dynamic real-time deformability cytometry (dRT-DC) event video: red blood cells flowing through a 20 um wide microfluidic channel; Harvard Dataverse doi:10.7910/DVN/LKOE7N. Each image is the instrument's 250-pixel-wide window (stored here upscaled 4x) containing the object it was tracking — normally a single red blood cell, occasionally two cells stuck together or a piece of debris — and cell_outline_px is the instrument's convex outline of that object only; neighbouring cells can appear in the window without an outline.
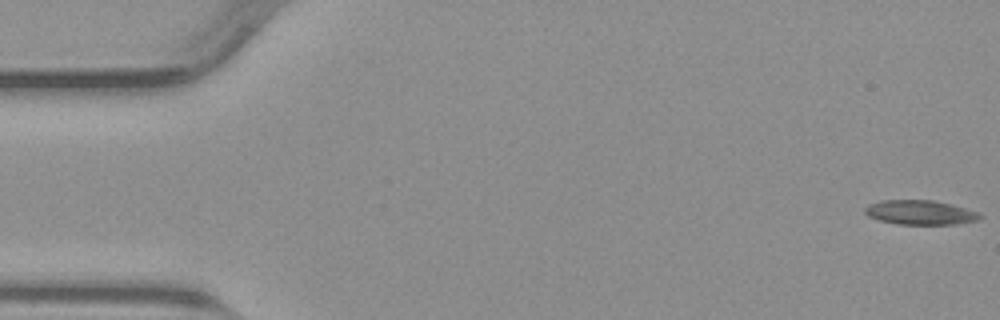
{"species": "common noctule bat (a hibernating species)", "species_latin": "Nyctalus noctula", "temperature_condition": "warm", "stored_images_in_passage": 36, "camera_frame_rate_fps": 3000, "um_per_image_px": 0.085, "animal": {"sex": "male", "body_mass_g": 23.1, "forearm_length_mm": 52.7}, "frame": {"image": 1, "passage_image": 1, "time_ms": 0.0, "image_size_px": [1000, 320], "cell_outline_px": [[984, 216], [976, 220], [956, 224], [896, 224], [880, 220], [868, 216], [864, 212], [864, 208], [868, 204], [880, 200], [932, 200], [980, 212]], "centroid_in_image_um": [78.18, 18.06], "position_along_channel_um": 6.8, "area_um2": 16.3}}
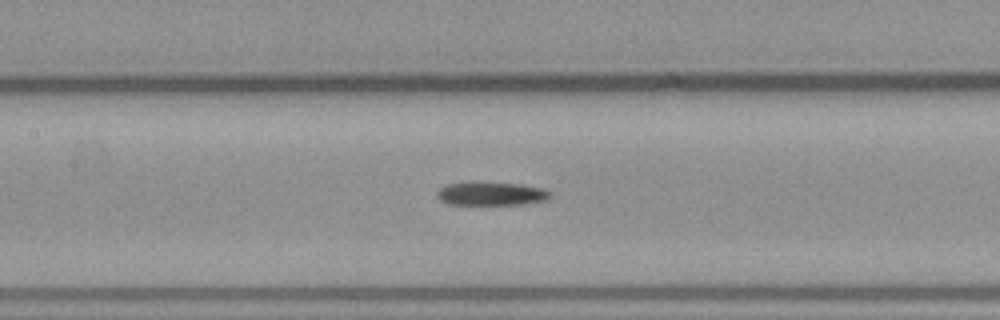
{"frame": {"image": 2, "passage_image": 23, "time_ms": 7.333, "image_size_px": [1000, 320], "cell_outline_px": [[552, 196], [548, 200], [524, 204], [448, 204], [440, 200], [436, 196], [436, 192], [440, 188], [448, 184], [472, 180], [476, 180], [520, 184], [544, 188], [552, 192]], "centroid_in_image_um": [41.76, 16.43], "position_along_channel_um": 165.6, "area_um2": 16.07}}
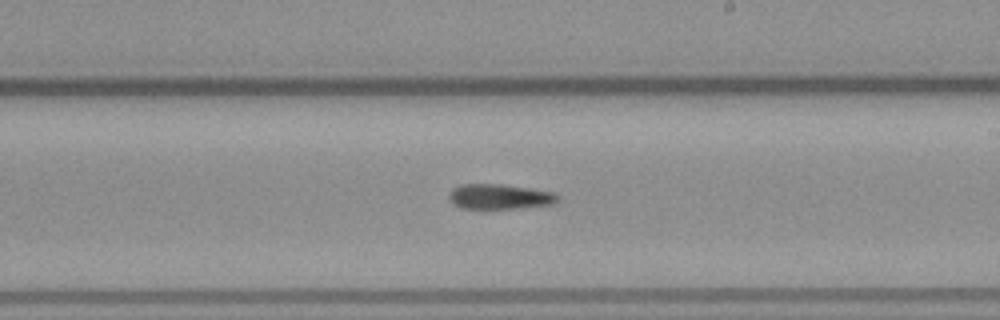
{"frame": {"image": 3, "passage_image": 29, "time_ms": 9.333, "image_size_px": [1000, 320], "cell_outline_px": [[560, 200], [556, 204], [520, 208], [460, 208], [452, 204], [448, 200], [448, 196], [452, 188], [460, 184], [504, 184], [556, 192], [560, 196]], "centroid_in_image_um": [42.5, 16.71], "position_along_channel_um": 246.5, "area_um2": 16.3}}